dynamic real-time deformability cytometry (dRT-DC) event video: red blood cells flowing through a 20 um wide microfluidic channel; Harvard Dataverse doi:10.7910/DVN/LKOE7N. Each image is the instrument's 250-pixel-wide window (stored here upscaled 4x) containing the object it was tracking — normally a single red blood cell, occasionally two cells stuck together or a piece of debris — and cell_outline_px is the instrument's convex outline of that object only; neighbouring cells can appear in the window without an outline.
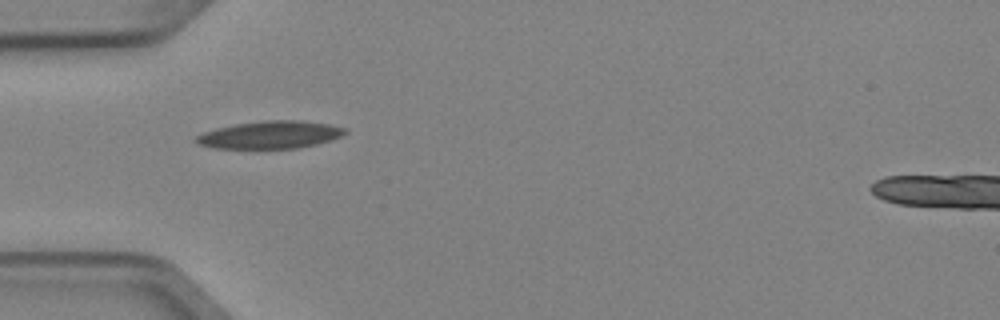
{"species": "Egyptian fruit bat (a non-hibernating species)", "species_latin": "Rousettus aegyptiacus", "temperature_condition": "cold", "stored_images_in_passage": 6, "camera_frame_rate_fps": 3000, "um_per_image_px": 0.085, "animal": {"sex": "female"}, "frame": {"image": 1, "passage_image": 4, "time_ms": 1.0, "image_size_px": [1000, 320], "cell_outline_px": [[348, 132], [332, 140], [316, 144], [296, 148], [216, 148], [196, 144], [192, 140], [196, 136], [204, 132], [216, 128], [236, 124], [264, 120], [300, 120], [332, 124], [348, 128]], "centroid_in_image_um": [22.98, 11.45], "position_along_channel_um": 62.0, "area_um2": 24.1}}
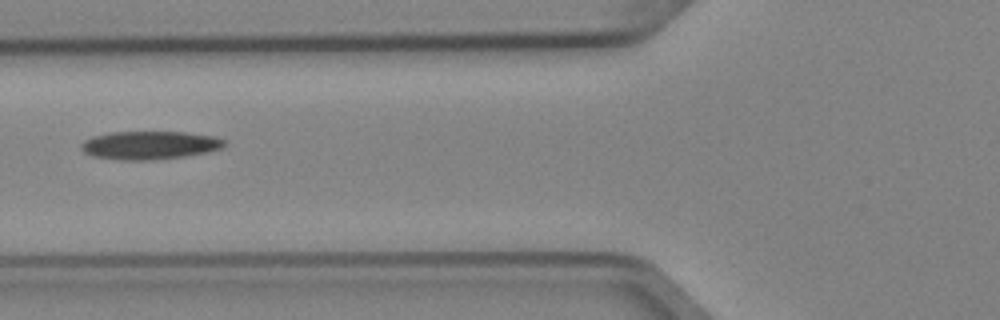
{"frame": {"image": 2, "passage_image": 5, "time_ms": 1.333, "image_size_px": [1000, 320], "cell_outline_px": [[228, 144], [220, 148], [208, 152], [184, 156], [144, 160], [120, 160], [92, 156], [84, 152], [80, 148], [80, 144], [84, 140], [92, 136], [112, 132], [184, 132], [216, 136], [224, 140]], "centroid_in_image_um": [12.71, 12.33], "position_along_channel_um": 113.1, "area_um2": 23.58}}
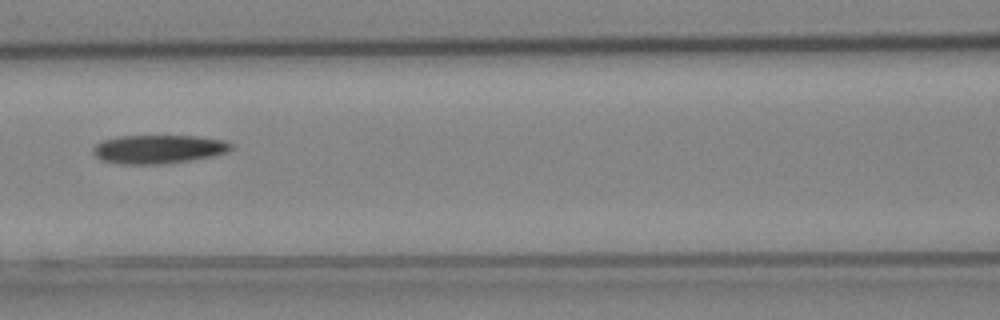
{"frame": {"image": 3, "passage_image": 6, "time_ms": 1.667, "image_size_px": [1000, 320], "cell_outline_px": [[232, 148], [228, 152], [212, 156], [192, 160], [160, 164], [120, 164], [100, 160], [92, 152], [92, 148], [96, 144], [104, 140], [120, 136], [196, 136], [224, 140], [232, 144]], "centroid_in_image_um": [13.46, 12.68], "position_along_channel_um": 153.1, "area_um2": 23.06}}